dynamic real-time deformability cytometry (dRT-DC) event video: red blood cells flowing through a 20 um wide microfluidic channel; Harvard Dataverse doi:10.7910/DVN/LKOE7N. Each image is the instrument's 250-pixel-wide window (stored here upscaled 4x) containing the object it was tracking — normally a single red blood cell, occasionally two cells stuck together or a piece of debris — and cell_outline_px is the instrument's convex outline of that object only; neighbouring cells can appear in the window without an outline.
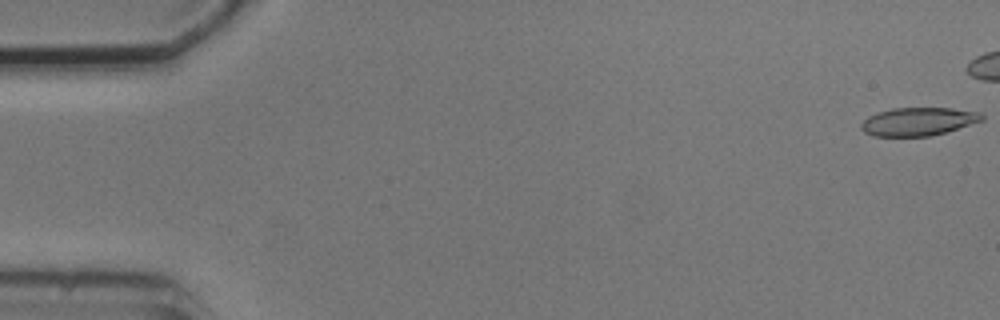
{"species": "common noctule bat (a hibernating species)", "species_latin": "Nyctalus noctula", "temperature_condition": "cold", "stored_images_in_passage": 6, "camera_frame_rate_fps": 3000, "um_per_image_px": 0.085, "animal": {"sex": "male", "body_mass_g": 20.5, "forearm_length_mm": 52.5}, "frame": {"image": 1, "passage_image": 1, "time_ms": 0.0, "image_size_px": [1000, 320], "cell_outline_px": [[984, 120], [944, 132], [928, 136], [872, 136], [864, 132], [860, 128], [860, 124], [868, 116], [876, 112], [892, 108], [952, 108], [980, 112], [984, 116]], "centroid_in_image_um": [78.02, 10.32], "position_along_channel_um": 7.0, "area_um2": 19.83}}